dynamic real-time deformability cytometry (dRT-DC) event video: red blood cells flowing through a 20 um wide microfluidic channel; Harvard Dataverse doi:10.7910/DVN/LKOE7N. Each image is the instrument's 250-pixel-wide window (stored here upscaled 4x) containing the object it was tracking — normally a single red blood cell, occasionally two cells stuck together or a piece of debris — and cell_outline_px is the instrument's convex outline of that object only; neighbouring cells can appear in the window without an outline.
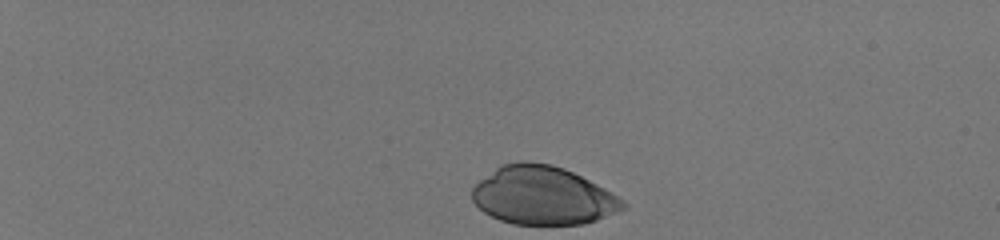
{"species": "human", "species_latin": "Homo sapiens", "temperature_condition": "room temperature", "stored_images_in_passage": 37, "camera_frame_rate_fps": 3000, "um_per_image_px": 0.085, "donor": {"sex": "male"}, "frame": {"image": 1, "passage_image": 1, "time_ms": 0.0, "image_size_px": [1000, 240], "cell_outline_px": [[628, 204], [624, 208], [596, 220], [584, 224], [512, 224], [500, 220], [484, 212], [472, 200], [472, 188], [480, 180], [500, 164], [520, 160], [524, 160], [552, 164], [564, 168], [604, 188], [624, 200]], "centroid_in_image_um": [46.12, 16.61], "position_along_channel_um": 38.9, "area_um2": 51.1}}
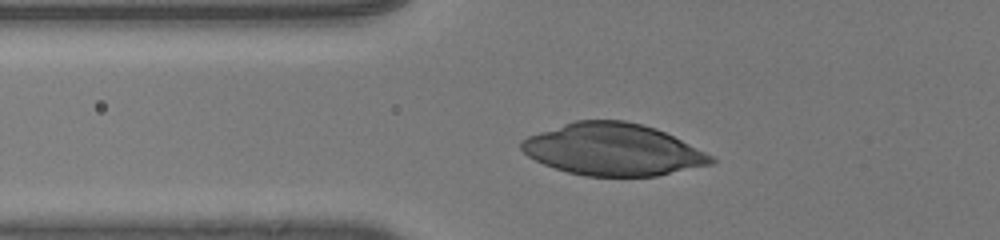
{"frame": {"image": 2, "passage_image": 11, "time_ms": 3.333, "image_size_px": [1000, 240], "cell_outline_px": [[716, 160], [712, 164], [656, 176], [584, 176], [568, 172], [544, 164], [528, 156], [520, 148], [520, 140], [528, 136], [576, 120], [624, 120], [656, 128], [712, 156]], "centroid_in_image_um": [52.07, 12.71], "position_along_channel_um": 73.7, "area_um2": 56.88}}